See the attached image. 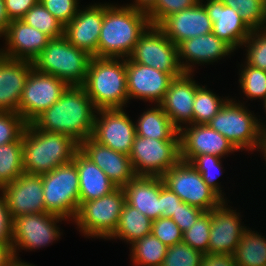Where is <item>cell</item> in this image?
I'll list each match as a JSON object with an SVG mask.
<instances>
[{
    "mask_svg": "<svg viewBox=\"0 0 266 266\" xmlns=\"http://www.w3.org/2000/svg\"><path fill=\"white\" fill-rule=\"evenodd\" d=\"M96 112L82 86H68L60 99L31 123L40 130L68 135L80 144L92 136Z\"/></svg>",
    "mask_w": 266,
    "mask_h": 266,
    "instance_id": "6da1fadb",
    "label": "cell"
},
{
    "mask_svg": "<svg viewBox=\"0 0 266 266\" xmlns=\"http://www.w3.org/2000/svg\"><path fill=\"white\" fill-rule=\"evenodd\" d=\"M147 13L131 6L104 5L98 40V57L127 59L140 36L150 26Z\"/></svg>",
    "mask_w": 266,
    "mask_h": 266,
    "instance_id": "7a4b0ae2",
    "label": "cell"
},
{
    "mask_svg": "<svg viewBox=\"0 0 266 266\" xmlns=\"http://www.w3.org/2000/svg\"><path fill=\"white\" fill-rule=\"evenodd\" d=\"M24 173L42 175L72 162L79 143L72 137L37 129L27 123L22 134Z\"/></svg>",
    "mask_w": 266,
    "mask_h": 266,
    "instance_id": "3957f363",
    "label": "cell"
},
{
    "mask_svg": "<svg viewBox=\"0 0 266 266\" xmlns=\"http://www.w3.org/2000/svg\"><path fill=\"white\" fill-rule=\"evenodd\" d=\"M82 87L96 110L122 109L129 102L126 59L92 57Z\"/></svg>",
    "mask_w": 266,
    "mask_h": 266,
    "instance_id": "277c9868",
    "label": "cell"
},
{
    "mask_svg": "<svg viewBox=\"0 0 266 266\" xmlns=\"http://www.w3.org/2000/svg\"><path fill=\"white\" fill-rule=\"evenodd\" d=\"M91 58L63 36L51 39L32 64L36 70L51 74L68 86H82Z\"/></svg>",
    "mask_w": 266,
    "mask_h": 266,
    "instance_id": "5b68a950",
    "label": "cell"
},
{
    "mask_svg": "<svg viewBox=\"0 0 266 266\" xmlns=\"http://www.w3.org/2000/svg\"><path fill=\"white\" fill-rule=\"evenodd\" d=\"M243 104L228 99L208 125L238 149H261L263 133L259 120Z\"/></svg>",
    "mask_w": 266,
    "mask_h": 266,
    "instance_id": "8992f818",
    "label": "cell"
},
{
    "mask_svg": "<svg viewBox=\"0 0 266 266\" xmlns=\"http://www.w3.org/2000/svg\"><path fill=\"white\" fill-rule=\"evenodd\" d=\"M45 210L74 219L80 202L79 177L75 163L60 165L51 172L42 174Z\"/></svg>",
    "mask_w": 266,
    "mask_h": 266,
    "instance_id": "52a82bcc",
    "label": "cell"
},
{
    "mask_svg": "<svg viewBox=\"0 0 266 266\" xmlns=\"http://www.w3.org/2000/svg\"><path fill=\"white\" fill-rule=\"evenodd\" d=\"M124 204V191L117 187L98 199L79 202L74 221L84 236L109 238L118 226Z\"/></svg>",
    "mask_w": 266,
    "mask_h": 266,
    "instance_id": "ba28073f",
    "label": "cell"
},
{
    "mask_svg": "<svg viewBox=\"0 0 266 266\" xmlns=\"http://www.w3.org/2000/svg\"><path fill=\"white\" fill-rule=\"evenodd\" d=\"M161 178L164 186L174 192L183 202L204 212L210 211L223 201L189 162L180 160Z\"/></svg>",
    "mask_w": 266,
    "mask_h": 266,
    "instance_id": "9c48e42d",
    "label": "cell"
},
{
    "mask_svg": "<svg viewBox=\"0 0 266 266\" xmlns=\"http://www.w3.org/2000/svg\"><path fill=\"white\" fill-rule=\"evenodd\" d=\"M129 158L136 176L161 177L181 160L180 140L135 135Z\"/></svg>",
    "mask_w": 266,
    "mask_h": 266,
    "instance_id": "30bf717a",
    "label": "cell"
},
{
    "mask_svg": "<svg viewBox=\"0 0 266 266\" xmlns=\"http://www.w3.org/2000/svg\"><path fill=\"white\" fill-rule=\"evenodd\" d=\"M129 59L169 73L173 78L185 73L179 62L177 46L154 25H150L140 36Z\"/></svg>",
    "mask_w": 266,
    "mask_h": 266,
    "instance_id": "8fae6325",
    "label": "cell"
},
{
    "mask_svg": "<svg viewBox=\"0 0 266 266\" xmlns=\"http://www.w3.org/2000/svg\"><path fill=\"white\" fill-rule=\"evenodd\" d=\"M66 218L49 212L27 214L13 219L12 249L17 262H22L16 256L18 249L35 250L60 238L57 222ZM20 247V248H19ZM18 248V249H17Z\"/></svg>",
    "mask_w": 266,
    "mask_h": 266,
    "instance_id": "7c38bea8",
    "label": "cell"
},
{
    "mask_svg": "<svg viewBox=\"0 0 266 266\" xmlns=\"http://www.w3.org/2000/svg\"><path fill=\"white\" fill-rule=\"evenodd\" d=\"M67 87L68 85L59 78L32 68L21 95L18 114L27 123H31L58 101Z\"/></svg>",
    "mask_w": 266,
    "mask_h": 266,
    "instance_id": "4fadbf2b",
    "label": "cell"
},
{
    "mask_svg": "<svg viewBox=\"0 0 266 266\" xmlns=\"http://www.w3.org/2000/svg\"><path fill=\"white\" fill-rule=\"evenodd\" d=\"M91 138L116 152L129 155L136 135L135 124L122 109H100ZM98 116V117H97Z\"/></svg>",
    "mask_w": 266,
    "mask_h": 266,
    "instance_id": "5bb4252c",
    "label": "cell"
},
{
    "mask_svg": "<svg viewBox=\"0 0 266 266\" xmlns=\"http://www.w3.org/2000/svg\"><path fill=\"white\" fill-rule=\"evenodd\" d=\"M190 125L189 128L183 126L179 130L181 161L190 162L195 156L204 154L222 158L238 150L232 142L208 124Z\"/></svg>",
    "mask_w": 266,
    "mask_h": 266,
    "instance_id": "9a60e30c",
    "label": "cell"
},
{
    "mask_svg": "<svg viewBox=\"0 0 266 266\" xmlns=\"http://www.w3.org/2000/svg\"><path fill=\"white\" fill-rule=\"evenodd\" d=\"M1 190L12 220L22 215L47 212L43 198L42 175L23 173Z\"/></svg>",
    "mask_w": 266,
    "mask_h": 266,
    "instance_id": "2e32d148",
    "label": "cell"
},
{
    "mask_svg": "<svg viewBox=\"0 0 266 266\" xmlns=\"http://www.w3.org/2000/svg\"><path fill=\"white\" fill-rule=\"evenodd\" d=\"M174 78L152 67L126 59V82L128 98L157 102L159 104Z\"/></svg>",
    "mask_w": 266,
    "mask_h": 266,
    "instance_id": "e0dca14e",
    "label": "cell"
},
{
    "mask_svg": "<svg viewBox=\"0 0 266 266\" xmlns=\"http://www.w3.org/2000/svg\"><path fill=\"white\" fill-rule=\"evenodd\" d=\"M226 206V201L223 200L218 206L210 210L211 229L208 254L233 255L246 229V227L241 225V219L236 210Z\"/></svg>",
    "mask_w": 266,
    "mask_h": 266,
    "instance_id": "ac0fdd59",
    "label": "cell"
},
{
    "mask_svg": "<svg viewBox=\"0 0 266 266\" xmlns=\"http://www.w3.org/2000/svg\"><path fill=\"white\" fill-rule=\"evenodd\" d=\"M202 1L191 8L167 16L157 27L176 46L189 38L211 33L213 23Z\"/></svg>",
    "mask_w": 266,
    "mask_h": 266,
    "instance_id": "d6986e66",
    "label": "cell"
},
{
    "mask_svg": "<svg viewBox=\"0 0 266 266\" xmlns=\"http://www.w3.org/2000/svg\"><path fill=\"white\" fill-rule=\"evenodd\" d=\"M104 17V4H94L83 10L64 27V37L75 47L98 57V40Z\"/></svg>",
    "mask_w": 266,
    "mask_h": 266,
    "instance_id": "ffe728a7",
    "label": "cell"
},
{
    "mask_svg": "<svg viewBox=\"0 0 266 266\" xmlns=\"http://www.w3.org/2000/svg\"><path fill=\"white\" fill-rule=\"evenodd\" d=\"M79 150L94 162L117 187H124L136 176L129 155L101 145L91 137L79 144Z\"/></svg>",
    "mask_w": 266,
    "mask_h": 266,
    "instance_id": "44dd1931",
    "label": "cell"
},
{
    "mask_svg": "<svg viewBox=\"0 0 266 266\" xmlns=\"http://www.w3.org/2000/svg\"><path fill=\"white\" fill-rule=\"evenodd\" d=\"M2 36H5V50L0 55L19 60H33L51 40L45 33L27 25L23 20H12Z\"/></svg>",
    "mask_w": 266,
    "mask_h": 266,
    "instance_id": "7402d4cb",
    "label": "cell"
},
{
    "mask_svg": "<svg viewBox=\"0 0 266 266\" xmlns=\"http://www.w3.org/2000/svg\"><path fill=\"white\" fill-rule=\"evenodd\" d=\"M191 75V73H184L174 78L163 100L159 103L178 130L182 127L181 123L193 124V104L196 90L200 85L192 80Z\"/></svg>",
    "mask_w": 266,
    "mask_h": 266,
    "instance_id": "603a6c76",
    "label": "cell"
},
{
    "mask_svg": "<svg viewBox=\"0 0 266 266\" xmlns=\"http://www.w3.org/2000/svg\"><path fill=\"white\" fill-rule=\"evenodd\" d=\"M203 4L212 25V33L228 44L234 51L243 46L252 29L241 18L237 10L226 6L221 0H206ZM240 45V46H239Z\"/></svg>",
    "mask_w": 266,
    "mask_h": 266,
    "instance_id": "cb8c5ba5",
    "label": "cell"
},
{
    "mask_svg": "<svg viewBox=\"0 0 266 266\" xmlns=\"http://www.w3.org/2000/svg\"><path fill=\"white\" fill-rule=\"evenodd\" d=\"M32 68L31 61L0 55V111L18 113L25 82Z\"/></svg>",
    "mask_w": 266,
    "mask_h": 266,
    "instance_id": "d4e9b609",
    "label": "cell"
},
{
    "mask_svg": "<svg viewBox=\"0 0 266 266\" xmlns=\"http://www.w3.org/2000/svg\"><path fill=\"white\" fill-rule=\"evenodd\" d=\"M177 48L179 62L185 73L193 72L190 62L193 65L212 63L234 52L228 44L212 32L184 40L177 45ZM182 59L187 63L181 62Z\"/></svg>",
    "mask_w": 266,
    "mask_h": 266,
    "instance_id": "484cf974",
    "label": "cell"
},
{
    "mask_svg": "<svg viewBox=\"0 0 266 266\" xmlns=\"http://www.w3.org/2000/svg\"><path fill=\"white\" fill-rule=\"evenodd\" d=\"M122 189L127 204L151 220L162 217L161 177L135 176Z\"/></svg>",
    "mask_w": 266,
    "mask_h": 266,
    "instance_id": "4316f807",
    "label": "cell"
},
{
    "mask_svg": "<svg viewBox=\"0 0 266 266\" xmlns=\"http://www.w3.org/2000/svg\"><path fill=\"white\" fill-rule=\"evenodd\" d=\"M79 177L80 202L92 201L114 191L117 186L80 150L73 158Z\"/></svg>",
    "mask_w": 266,
    "mask_h": 266,
    "instance_id": "83f0119b",
    "label": "cell"
},
{
    "mask_svg": "<svg viewBox=\"0 0 266 266\" xmlns=\"http://www.w3.org/2000/svg\"><path fill=\"white\" fill-rule=\"evenodd\" d=\"M135 130L136 135L140 137L158 140H180L179 130L172 124L159 104L140 115L135 124Z\"/></svg>",
    "mask_w": 266,
    "mask_h": 266,
    "instance_id": "f1b7e54d",
    "label": "cell"
},
{
    "mask_svg": "<svg viewBox=\"0 0 266 266\" xmlns=\"http://www.w3.org/2000/svg\"><path fill=\"white\" fill-rule=\"evenodd\" d=\"M152 220L125 202L115 232L108 238L122 239L130 244L151 233Z\"/></svg>",
    "mask_w": 266,
    "mask_h": 266,
    "instance_id": "f546056e",
    "label": "cell"
},
{
    "mask_svg": "<svg viewBox=\"0 0 266 266\" xmlns=\"http://www.w3.org/2000/svg\"><path fill=\"white\" fill-rule=\"evenodd\" d=\"M232 256L236 266H266V239L245 229Z\"/></svg>",
    "mask_w": 266,
    "mask_h": 266,
    "instance_id": "4dcf8cb0",
    "label": "cell"
},
{
    "mask_svg": "<svg viewBox=\"0 0 266 266\" xmlns=\"http://www.w3.org/2000/svg\"><path fill=\"white\" fill-rule=\"evenodd\" d=\"M22 153V136L17 141L0 145V189L24 173Z\"/></svg>",
    "mask_w": 266,
    "mask_h": 266,
    "instance_id": "1f68e13d",
    "label": "cell"
},
{
    "mask_svg": "<svg viewBox=\"0 0 266 266\" xmlns=\"http://www.w3.org/2000/svg\"><path fill=\"white\" fill-rule=\"evenodd\" d=\"M131 247V261L136 266H161L168 250V246L151 233L137 239Z\"/></svg>",
    "mask_w": 266,
    "mask_h": 266,
    "instance_id": "d6a6232c",
    "label": "cell"
},
{
    "mask_svg": "<svg viewBox=\"0 0 266 266\" xmlns=\"http://www.w3.org/2000/svg\"><path fill=\"white\" fill-rule=\"evenodd\" d=\"M51 39L64 36V26L38 1L21 19Z\"/></svg>",
    "mask_w": 266,
    "mask_h": 266,
    "instance_id": "836d02e7",
    "label": "cell"
},
{
    "mask_svg": "<svg viewBox=\"0 0 266 266\" xmlns=\"http://www.w3.org/2000/svg\"><path fill=\"white\" fill-rule=\"evenodd\" d=\"M228 99H220L210 90L199 86L193 104V124H208Z\"/></svg>",
    "mask_w": 266,
    "mask_h": 266,
    "instance_id": "e575fe53",
    "label": "cell"
},
{
    "mask_svg": "<svg viewBox=\"0 0 266 266\" xmlns=\"http://www.w3.org/2000/svg\"><path fill=\"white\" fill-rule=\"evenodd\" d=\"M224 5L237 10L252 29L266 28V0H221Z\"/></svg>",
    "mask_w": 266,
    "mask_h": 266,
    "instance_id": "d590c367",
    "label": "cell"
},
{
    "mask_svg": "<svg viewBox=\"0 0 266 266\" xmlns=\"http://www.w3.org/2000/svg\"><path fill=\"white\" fill-rule=\"evenodd\" d=\"M211 212H204L191 228L182 234V241L203 255L208 254Z\"/></svg>",
    "mask_w": 266,
    "mask_h": 266,
    "instance_id": "8d00e7d4",
    "label": "cell"
},
{
    "mask_svg": "<svg viewBox=\"0 0 266 266\" xmlns=\"http://www.w3.org/2000/svg\"><path fill=\"white\" fill-rule=\"evenodd\" d=\"M239 75L240 86L247 98L266 100V71L246 63Z\"/></svg>",
    "mask_w": 266,
    "mask_h": 266,
    "instance_id": "74e56055",
    "label": "cell"
},
{
    "mask_svg": "<svg viewBox=\"0 0 266 266\" xmlns=\"http://www.w3.org/2000/svg\"><path fill=\"white\" fill-rule=\"evenodd\" d=\"M220 159L221 157L219 156L204 154L195 156L189 163H191L193 167L201 174L206 184L212 188L223 200H225L222 190L220 189L218 182L215 180L220 176V173H222Z\"/></svg>",
    "mask_w": 266,
    "mask_h": 266,
    "instance_id": "f35d334b",
    "label": "cell"
},
{
    "mask_svg": "<svg viewBox=\"0 0 266 266\" xmlns=\"http://www.w3.org/2000/svg\"><path fill=\"white\" fill-rule=\"evenodd\" d=\"M203 256L182 241L168 247L161 266H200Z\"/></svg>",
    "mask_w": 266,
    "mask_h": 266,
    "instance_id": "ab89813d",
    "label": "cell"
},
{
    "mask_svg": "<svg viewBox=\"0 0 266 266\" xmlns=\"http://www.w3.org/2000/svg\"><path fill=\"white\" fill-rule=\"evenodd\" d=\"M243 45L248 48L246 63L252 67L266 71V28L263 30H252Z\"/></svg>",
    "mask_w": 266,
    "mask_h": 266,
    "instance_id": "60d3db41",
    "label": "cell"
},
{
    "mask_svg": "<svg viewBox=\"0 0 266 266\" xmlns=\"http://www.w3.org/2000/svg\"><path fill=\"white\" fill-rule=\"evenodd\" d=\"M27 122L17 112L0 111V145L17 141Z\"/></svg>",
    "mask_w": 266,
    "mask_h": 266,
    "instance_id": "b9f144b4",
    "label": "cell"
},
{
    "mask_svg": "<svg viewBox=\"0 0 266 266\" xmlns=\"http://www.w3.org/2000/svg\"><path fill=\"white\" fill-rule=\"evenodd\" d=\"M200 0H157L155 5L147 12L151 25L157 26L167 16L188 9Z\"/></svg>",
    "mask_w": 266,
    "mask_h": 266,
    "instance_id": "7bdbcfd3",
    "label": "cell"
},
{
    "mask_svg": "<svg viewBox=\"0 0 266 266\" xmlns=\"http://www.w3.org/2000/svg\"><path fill=\"white\" fill-rule=\"evenodd\" d=\"M151 234L169 247L182 242L183 232L172 218L160 217L152 220Z\"/></svg>",
    "mask_w": 266,
    "mask_h": 266,
    "instance_id": "ee69618b",
    "label": "cell"
},
{
    "mask_svg": "<svg viewBox=\"0 0 266 266\" xmlns=\"http://www.w3.org/2000/svg\"><path fill=\"white\" fill-rule=\"evenodd\" d=\"M41 4L65 27L78 12V0H39Z\"/></svg>",
    "mask_w": 266,
    "mask_h": 266,
    "instance_id": "f6af8a7d",
    "label": "cell"
},
{
    "mask_svg": "<svg viewBox=\"0 0 266 266\" xmlns=\"http://www.w3.org/2000/svg\"><path fill=\"white\" fill-rule=\"evenodd\" d=\"M203 213L204 211L201 209L182 201L171 218L175 221L180 230L184 232L191 228Z\"/></svg>",
    "mask_w": 266,
    "mask_h": 266,
    "instance_id": "bcb514c9",
    "label": "cell"
},
{
    "mask_svg": "<svg viewBox=\"0 0 266 266\" xmlns=\"http://www.w3.org/2000/svg\"><path fill=\"white\" fill-rule=\"evenodd\" d=\"M0 244L12 247V227L13 220L7 208V203L3 191L0 189Z\"/></svg>",
    "mask_w": 266,
    "mask_h": 266,
    "instance_id": "7dc6e473",
    "label": "cell"
},
{
    "mask_svg": "<svg viewBox=\"0 0 266 266\" xmlns=\"http://www.w3.org/2000/svg\"><path fill=\"white\" fill-rule=\"evenodd\" d=\"M182 200L166 186L161 178V205L162 217L171 218L179 207Z\"/></svg>",
    "mask_w": 266,
    "mask_h": 266,
    "instance_id": "c3c4849f",
    "label": "cell"
},
{
    "mask_svg": "<svg viewBox=\"0 0 266 266\" xmlns=\"http://www.w3.org/2000/svg\"><path fill=\"white\" fill-rule=\"evenodd\" d=\"M39 0H5V7L10 20H21L27 11Z\"/></svg>",
    "mask_w": 266,
    "mask_h": 266,
    "instance_id": "681fc988",
    "label": "cell"
},
{
    "mask_svg": "<svg viewBox=\"0 0 266 266\" xmlns=\"http://www.w3.org/2000/svg\"><path fill=\"white\" fill-rule=\"evenodd\" d=\"M200 266H236L230 254H207L202 257Z\"/></svg>",
    "mask_w": 266,
    "mask_h": 266,
    "instance_id": "f907efd6",
    "label": "cell"
},
{
    "mask_svg": "<svg viewBox=\"0 0 266 266\" xmlns=\"http://www.w3.org/2000/svg\"><path fill=\"white\" fill-rule=\"evenodd\" d=\"M15 262L12 247L0 244V266H14Z\"/></svg>",
    "mask_w": 266,
    "mask_h": 266,
    "instance_id": "816d5d0a",
    "label": "cell"
},
{
    "mask_svg": "<svg viewBox=\"0 0 266 266\" xmlns=\"http://www.w3.org/2000/svg\"><path fill=\"white\" fill-rule=\"evenodd\" d=\"M10 22L11 20L7 14L6 7H5V0H0V37L6 31Z\"/></svg>",
    "mask_w": 266,
    "mask_h": 266,
    "instance_id": "f5cc1de1",
    "label": "cell"
},
{
    "mask_svg": "<svg viewBox=\"0 0 266 266\" xmlns=\"http://www.w3.org/2000/svg\"><path fill=\"white\" fill-rule=\"evenodd\" d=\"M157 0H135L133 4H127L136 10L147 13L156 3Z\"/></svg>",
    "mask_w": 266,
    "mask_h": 266,
    "instance_id": "db71d44e",
    "label": "cell"
},
{
    "mask_svg": "<svg viewBox=\"0 0 266 266\" xmlns=\"http://www.w3.org/2000/svg\"><path fill=\"white\" fill-rule=\"evenodd\" d=\"M261 152H263L264 157H266V134H264L262 138Z\"/></svg>",
    "mask_w": 266,
    "mask_h": 266,
    "instance_id": "11a10c76",
    "label": "cell"
},
{
    "mask_svg": "<svg viewBox=\"0 0 266 266\" xmlns=\"http://www.w3.org/2000/svg\"><path fill=\"white\" fill-rule=\"evenodd\" d=\"M263 103H264L263 104L264 108L266 110V100ZM259 125H260V128H261V131H262L263 135L266 134V128H265L266 126H265V124L263 125V123L260 122Z\"/></svg>",
    "mask_w": 266,
    "mask_h": 266,
    "instance_id": "9f6ffc18",
    "label": "cell"
},
{
    "mask_svg": "<svg viewBox=\"0 0 266 266\" xmlns=\"http://www.w3.org/2000/svg\"><path fill=\"white\" fill-rule=\"evenodd\" d=\"M14 266H35V265H32V264H28L27 262H15Z\"/></svg>",
    "mask_w": 266,
    "mask_h": 266,
    "instance_id": "6f0895ef",
    "label": "cell"
}]
</instances>
